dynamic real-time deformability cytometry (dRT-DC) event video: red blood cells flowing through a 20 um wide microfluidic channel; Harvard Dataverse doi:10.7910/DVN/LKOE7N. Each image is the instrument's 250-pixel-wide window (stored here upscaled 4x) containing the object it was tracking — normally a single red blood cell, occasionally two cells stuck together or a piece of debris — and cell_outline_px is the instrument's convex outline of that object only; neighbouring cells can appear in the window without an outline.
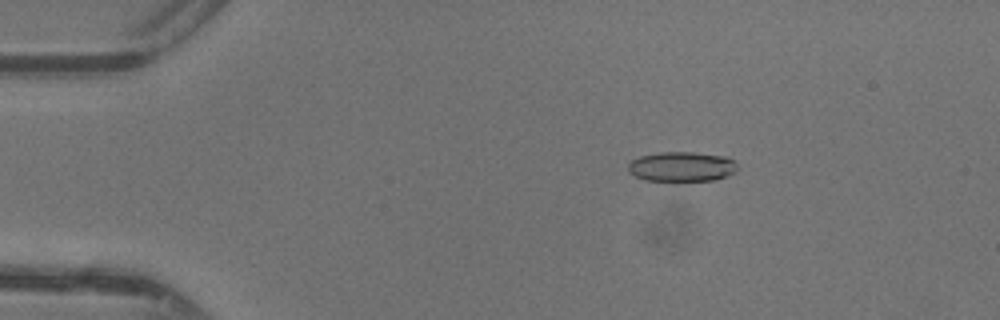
{"species": "common noctule bat (a hibernating species)", "species_latin": "Nyctalus noctula", "temperature_condition": "warm", "stored_images_in_passage": 47, "camera_frame_rate_fps": 3000, "um_per_image_px": 0.085, "animal": {"sex": "female"}, "frame": {"image": 1, "passage_image": 8, "time_ms": 2.333, "image_size_px": [1000, 320], "cell_outline_px": [[740, 168], [736, 172], [712, 180], [644, 180], [628, 172], [628, 164], [632, 160], [640, 156], [660, 152], [692, 152], [728, 156]], "centroid_in_image_um": [57.96, 14.15], "position_along_channel_um": 27.0, "area_um2": 18.9}}
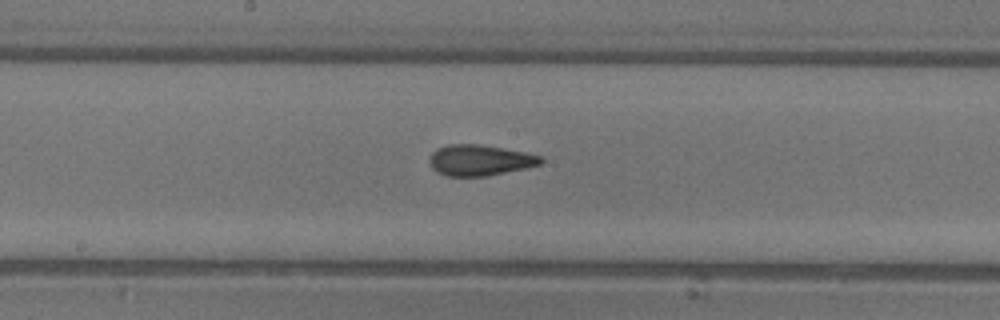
{"frame": {"image": 2, "passage_image": 25, "time_ms": 8.0, "image_size_px": [1000, 320], "cell_outline_px": [[544, 160], [540, 164], [528, 168], [488, 176], [444, 176], [436, 172], [432, 168], [428, 160], [432, 152], [436, 148], [448, 144], [476, 144], [528, 152], [540, 156]], "centroid_in_image_um": [40.77, 13.62], "position_along_channel_um": 207.4, "area_um2": 20.29}}
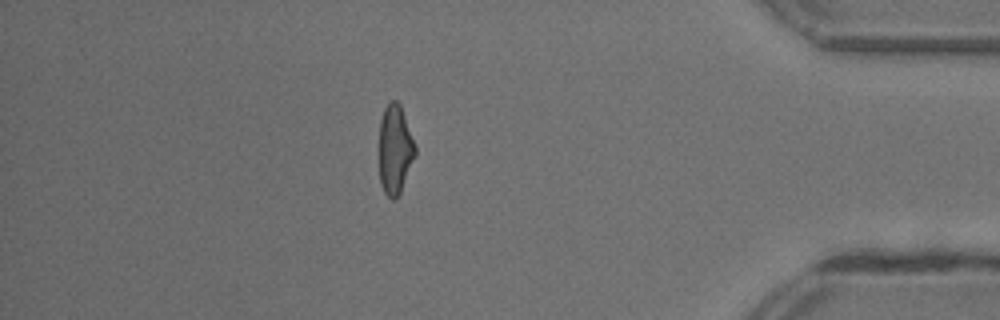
{"frame": {"image": 3, "passage_image": 41, "time_ms": 13.333, "image_size_px": [1000, 320], "cell_outline_px": [[416, 156], [400, 192], [392, 200], [384, 192], [380, 184], [380, 120], [384, 108], [392, 100], [396, 100], [400, 104], [416, 148]], "centroid_in_image_um": [33.58, 12.71], "position_along_channel_um": 401.6, "area_um2": 18.5}, "authors_computed_cell_mechanics": {"area_um2": 19.4208, "velocity_mm_per_s": 4.4125, "shape_relaxation_time_tau1_ms": null, "shape_relaxation_time_tau2_ms": 1.7549, "deformation_change_tau1": null, "deformation_change_tau2": 0.1068}}